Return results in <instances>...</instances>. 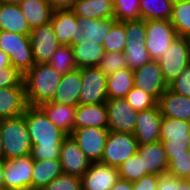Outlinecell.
Masks as SVG:
<instances>
[{"mask_svg": "<svg viewBox=\"0 0 190 190\" xmlns=\"http://www.w3.org/2000/svg\"><path fill=\"white\" fill-rule=\"evenodd\" d=\"M31 137L34 160L59 159L63 139L67 134L56 127L39 106H30L23 113Z\"/></svg>", "mask_w": 190, "mask_h": 190, "instance_id": "6da1fadb", "label": "cell"}, {"mask_svg": "<svg viewBox=\"0 0 190 190\" xmlns=\"http://www.w3.org/2000/svg\"><path fill=\"white\" fill-rule=\"evenodd\" d=\"M62 75L50 64H34L23 75L25 96L28 105L40 106L50 102L55 95Z\"/></svg>", "mask_w": 190, "mask_h": 190, "instance_id": "7a4b0ae2", "label": "cell"}, {"mask_svg": "<svg viewBox=\"0 0 190 190\" xmlns=\"http://www.w3.org/2000/svg\"><path fill=\"white\" fill-rule=\"evenodd\" d=\"M4 160L31 154L32 143L24 115L0 120Z\"/></svg>", "mask_w": 190, "mask_h": 190, "instance_id": "3957f363", "label": "cell"}, {"mask_svg": "<svg viewBox=\"0 0 190 190\" xmlns=\"http://www.w3.org/2000/svg\"><path fill=\"white\" fill-rule=\"evenodd\" d=\"M160 142L168 161L174 155L187 154V149H190V121L163 117Z\"/></svg>", "mask_w": 190, "mask_h": 190, "instance_id": "277c9868", "label": "cell"}, {"mask_svg": "<svg viewBox=\"0 0 190 190\" xmlns=\"http://www.w3.org/2000/svg\"><path fill=\"white\" fill-rule=\"evenodd\" d=\"M0 48L9 56L10 64L23 75L35 64L29 35L0 31Z\"/></svg>", "mask_w": 190, "mask_h": 190, "instance_id": "5b68a950", "label": "cell"}, {"mask_svg": "<svg viewBox=\"0 0 190 190\" xmlns=\"http://www.w3.org/2000/svg\"><path fill=\"white\" fill-rule=\"evenodd\" d=\"M163 77L169 85L190 64L189 38L177 37L158 60Z\"/></svg>", "mask_w": 190, "mask_h": 190, "instance_id": "8992f818", "label": "cell"}, {"mask_svg": "<svg viewBox=\"0 0 190 190\" xmlns=\"http://www.w3.org/2000/svg\"><path fill=\"white\" fill-rule=\"evenodd\" d=\"M138 142L134 134L109 131L101 163L118 168L137 153Z\"/></svg>", "mask_w": 190, "mask_h": 190, "instance_id": "52a82bcc", "label": "cell"}, {"mask_svg": "<svg viewBox=\"0 0 190 190\" xmlns=\"http://www.w3.org/2000/svg\"><path fill=\"white\" fill-rule=\"evenodd\" d=\"M177 37L170 20L146 21L145 45L151 60L158 61Z\"/></svg>", "mask_w": 190, "mask_h": 190, "instance_id": "ba28073f", "label": "cell"}, {"mask_svg": "<svg viewBox=\"0 0 190 190\" xmlns=\"http://www.w3.org/2000/svg\"><path fill=\"white\" fill-rule=\"evenodd\" d=\"M81 91L79 104L106 103L107 96V75L97 66L81 68Z\"/></svg>", "mask_w": 190, "mask_h": 190, "instance_id": "9c48e42d", "label": "cell"}, {"mask_svg": "<svg viewBox=\"0 0 190 190\" xmlns=\"http://www.w3.org/2000/svg\"><path fill=\"white\" fill-rule=\"evenodd\" d=\"M33 164L34 159L31 154L4 160L5 190H32Z\"/></svg>", "mask_w": 190, "mask_h": 190, "instance_id": "30bf717a", "label": "cell"}, {"mask_svg": "<svg viewBox=\"0 0 190 190\" xmlns=\"http://www.w3.org/2000/svg\"><path fill=\"white\" fill-rule=\"evenodd\" d=\"M106 108L109 131L133 134L137 112L125 98H108Z\"/></svg>", "mask_w": 190, "mask_h": 190, "instance_id": "8fae6325", "label": "cell"}, {"mask_svg": "<svg viewBox=\"0 0 190 190\" xmlns=\"http://www.w3.org/2000/svg\"><path fill=\"white\" fill-rule=\"evenodd\" d=\"M109 130L107 127H83L70 134L91 162H100Z\"/></svg>", "mask_w": 190, "mask_h": 190, "instance_id": "7c38bea8", "label": "cell"}, {"mask_svg": "<svg viewBox=\"0 0 190 190\" xmlns=\"http://www.w3.org/2000/svg\"><path fill=\"white\" fill-rule=\"evenodd\" d=\"M134 86L153 96L157 101L169 88L163 77L159 62L151 60L142 67L133 70Z\"/></svg>", "mask_w": 190, "mask_h": 190, "instance_id": "4fadbf2b", "label": "cell"}, {"mask_svg": "<svg viewBox=\"0 0 190 190\" xmlns=\"http://www.w3.org/2000/svg\"><path fill=\"white\" fill-rule=\"evenodd\" d=\"M29 37L35 64L49 63L51 56L61 45L51 22L32 29Z\"/></svg>", "mask_w": 190, "mask_h": 190, "instance_id": "5bb4252c", "label": "cell"}, {"mask_svg": "<svg viewBox=\"0 0 190 190\" xmlns=\"http://www.w3.org/2000/svg\"><path fill=\"white\" fill-rule=\"evenodd\" d=\"M60 163L63 173L82 177L89 169L91 161L78 147L71 135H67L61 144Z\"/></svg>", "mask_w": 190, "mask_h": 190, "instance_id": "9a60e30c", "label": "cell"}, {"mask_svg": "<svg viewBox=\"0 0 190 190\" xmlns=\"http://www.w3.org/2000/svg\"><path fill=\"white\" fill-rule=\"evenodd\" d=\"M162 114L156 107L137 112L136 127L133 132L138 145L151 144L160 141Z\"/></svg>", "mask_w": 190, "mask_h": 190, "instance_id": "2e32d148", "label": "cell"}, {"mask_svg": "<svg viewBox=\"0 0 190 190\" xmlns=\"http://www.w3.org/2000/svg\"><path fill=\"white\" fill-rule=\"evenodd\" d=\"M118 168L101 162H91L81 177V190H110L119 179Z\"/></svg>", "mask_w": 190, "mask_h": 190, "instance_id": "e0dca14e", "label": "cell"}, {"mask_svg": "<svg viewBox=\"0 0 190 190\" xmlns=\"http://www.w3.org/2000/svg\"><path fill=\"white\" fill-rule=\"evenodd\" d=\"M51 24L61 45H77V40L83 34L78 17L71 10H55Z\"/></svg>", "mask_w": 190, "mask_h": 190, "instance_id": "ac0fdd59", "label": "cell"}, {"mask_svg": "<svg viewBox=\"0 0 190 190\" xmlns=\"http://www.w3.org/2000/svg\"><path fill=\"white\" fill-rule=\"evenodd\" d=\"M137 154L141 157L143 169L147 174L162 175L168 172L169 161L160 141L138 145Z\"/></svg>", "mask_w": 190, "mask_h": 190, "instance_id": "d6986e66", "label": "cell"}, {"mask_svg": "<svg viewBox=\"0 0 190 190\" xmlns=\"http://www.w3.org/2000/svg\"><path fill=\"white\" fill-rule=\"evenodd\" d=\"M27 107L25 86L0 88V120L21 116Z\"/></svg>", "mask_w": 190, "mask_h": 190, "instance_id": "ffe728a7", "label": "cell"}, {"mask_svg": "<svg viewBox=\"0 0 190 190\" xmlns=\"http://www.w3.org/2000/svg\"><path fill=\"white\" fill-rule=\"evenodd\" d=\"M157 105L163 117L190 121V97L179 95L167 88Z\"/></svg>", "mask_w": 190, "mask_h": 190, "instance_id": "44dd1931", "label": "cell"}, {"mask_svg": "<svg viewBox=\"0 0 190 190\" xmlns=\"http://www.w3.org/2000/svg\"><path fill=\"white\" fill-rule=\"evenodd\" d=\"M81 68L62 75L51 102L77 106L81 91Z\"/></svg>", "mask_w": 190, "mask_h": 190, "instance_id": "7402d4cb", "label": "cell"}, {"mask_svg": "<svg viewBox=\"0 0 190 190\" xmlns=\"http://www.w3.org/2000/svg\"><path fill=\"white\" fill-rule=\"evenodd\" d=\"M106 103L78 104L75 110L74 129L83 127H107Z\"/></svg>", "mask_w": 190, "mask_h": 190, "instance_id": "603a6c76", "label": "cell"}, {"mask_svg": "<svg viewBox=\"0 0 190 190\" xmlns=\"http://www.w3.org/2000/svg\"><path fill=\"white\" fill-rule=\"evenodd\" d=\"M0 31L29 35L31 29L19 5L0 1Z\"/></svg>", "mask_w": 190, "mask_h": 190, "instance_id": "cb8c5ba5", "label": "cell"}, {"mask_svg": "<svg viewBox=\"0 0 190 190\" xmlns=\"http://www.w3.org/2000/svg\"><path fill=\"white\" fill-rule=\"evenodd\" d=\"M48 119L67 135L74 131V119L76 106L58 104L53 102L42 103L39 106Z\"/></svg>", "mask_w": 190, "mask_h": 190, "instance_id": "d4e9b609", "label": "cell"}, {"mask_svg": "<svg viewBox=\"0 0 190 190\" xmlns=\"http://www.w3.org/2000/svg\"><path fill=\"white\" fill-rule=\"evenodd\" d=\"M79 26L83 28L77 40V44L82 41H93L102 45L103 40L107 37L111 27L117 22L114 18L93 19L79 17Z\"/></svg>", "mask_w": 190, "mask_h": 190, "instance_id": "484cf974", "label": "cell"}, {"mask_svg": "<svg viewBox=\"0 0 190 190\" xmlns=\"http://www.w3.org/2000/svg\"><path fill=\"white\" fill-rule=\"evenodd\" d=\"M71 11L79 18H114L113 0H76Z\"/></svg>", "mask_w": 190, "mask_h": 190, "instance_id": "4316f807", "label": "cell"}, {"mask_svg": "<svg viewBox=\"0 0 190 190\" xmlns=\"http://www.w3.org/2000/svg\"><path fill=\"white\" fill-rule=\"evenodd\" d=\"M19 7L31 30L50 23L54 12L47 0H25Z\"/></svg>", "mask_w": 190, "mask_h": 190, "instance_id": "83f0119b", "label": "cell"}, {"mask_svg": "<svg viewBox=\"0 0 190 190\" xmlns=\"http://www.w3.org/2000/svg\"><path fill=\"white\" fill-rule=\"evenodd\" d=\"M63 173L59 159L34 160L32 190H42Z\"/></svg>", "mask_w": 190, "mask_h": 190, "instance_id": "f1b7e54d", "label": "cell"}, {"mask_svg": "<svg viewBox=\"0 0 190 190\" xmlns=\"http://www.w3.org/2000/svg\"><path fill=\"white\" fill-rule=\"evenodd\" d=\"M72 49L78 68L96 67L104 55L103 45L93 41H82Z\"/></svg>", "mask_w": 190, "mask_h": 190, "instance_id": "f546056e", "label": "cell"}, {"mask_svg": "<svg viewBox=\"0 0 190 190\" xmlns=\"http://www.w3.org/2000/svg\"><path fill=\"white\" fill-rule=\"evenodd\" d=\"M106 87L108 98H125L134 87L133 70L127 67L107 75Z\"/></svg>", "mask_w": 190, "mask_h": 190, "instance_id": "4dcf8cb0", "label": "cell"}, {"mask_svg": "<svg viewBox=\"0 0 190 190\" xmlns=\"http://www.w3.org/2000/svg\"><path fill=\"white\" fill-rule=\"evenodd\" d=\"M173 2L170 0H139L141 19L170 20Z\"/></svg>", "mask_w": 190, "mask_h": 190, "instance_id": "1f68e13d", "label": "cell"}, {"mask_svg": "<svg viewBox=\"0 0 190 190\" xmlns=\"http://www.w3.org/2000/svg\"><path fill=\"white\" fill-rule=\"evenodd\" d=\"M170 22L179 37L190 38V0L173 2Z\"/></svg>", "mask_w": 190, "mask_h": 190, "instance_id": "d6a6232c", "label": "cell"}, {"mask_svg": "<svg viewBox=\"0 0 190 190\" xmlns=\"http://www.w3.org/2000/svg\"><path fill=\"white\" fill-rule=\"evenodd\" d=\"M124 55L128 68L134 70L151 61L145 40H126Z\"/></svg>", "mask_w": 190, "mask_h": 190, "instance_id": "836d02e7", "label": "cell"}, {"mask_svg": "<svg viewBox=\"0 0 190 190\" xmlns=\"http://www.w3.org/2000/svg\"><path fill=\"white\" fill-rule=\"evenodd\" d=\"M58 73L64 75L78 69L70 45H60L51 56L49 63Z\"/></svg>", "mask_w": 190, "mask_h": 190, "instance_id": "e575fe53", "label": "cell"}, {"mask_svg": "<svg viewBox=\"0 0 190 190\" xmlns=\"http://www.w3.org/2000/svg\"><path fill=\"white\" fill-rule=\"evenodd\" d=\"M126 40L125 22H116L103 40L104 52H124Z\"/></svg>", "mask_w": 190, "mask_h": 190, "instance_id": "d590c367", "label": "cell"}, {"mask_svg": "<svg viewBox=\"0 0 190 190\" xmlns=\"http://www.w3.org/2000/svg\"><path fill=\"white\" fill-rule=\"evenodd\" d=\"M114 19L117 22H125L141 19L139 0H113Z\"/></svg>", "mask_w": 190, "mask_h": 190, "instance_id": "8d00e7d4", "label": "cell"}, {"mask_svg": "<svg viewBox=\"0 0 190 190\" xmlns=\"http://www.w3.org/2000/svg\"><path fill=\"white\" fill-rule=\"evenodd\" d=\"M119 177L130 182L138 181L141 177L148 175L143 169L142 159L136 153L130 156L119 167Z\"/></svg>", "mask_w": 190, "mask_h": 190, "instance_id": "74e56055", "label": "cell"}, {"mask_svg": "<svg viewBox=\"0 0 190 190\" xmlns=\"http://www.w3.org/2000/svg\"><path fill=\"white\" fill-rule=\"evenodd\" d=\"M125 99L136 112L156 107L158 102L153 96L135 86L127 93Z\"/></svg>", "mask_w": 190, "mask_h": 190, "instance_id": "f35d334b", "label": "cell"}, {"mask_svg": "<svg viewBox=\"0 0 190 190\" xmlns=\"http://www.w3.org/2000/svg\"><path fill=\"white\" fill-rule=\"evenodd\" d=\"M97 67L105 75H110L128 66L124 52H104Z\"/></svg>", "mask_w": 190, "mask_h": 190, "instance_id": "ab89813d", "label": "cell"}, {"mask_svg": "<svg viewBox=\"0 0 190 190\" xmlns=\"http://www.w3.org/2000/svg\"><path fill=\"white\" fill-rule=\"evenodd\" d=\"M167 173L179 179L190 178V149L187 154L174 155L169 160Z\"/></svg>", "mask_w": 190, "mask_h": 190, "instance_id": "60d3db41", "label": "cell"}, {"mask_svg": "<svg viewBox=\"0 0 190 190\" xmlns=\"http://www.w3.org/2000/svg\"><path fill=\"white\" fill-rule=\"evenodd\" d=\"M42 190H81V178L62 173Z\"/></svg>", "mask_w": 190, "mask_h": 190, "instance_id": "b9f144b4", "label": "cell"}, {"mask_svg": "<svg viewBox=\"0 0 190 190\" xmlns=\"http://www.w3.org/2000/svg\"><path fill=\"white\" fill-rule=\"evenodd\" d=\"M24 86L23 74L12 65L0 68V88Z\"/></svg>", "mask_w": 190, "mask_h": 190, "instance_id": "7bdbcfd3", "label": "cell"}, {"mask_svg": "<svg viewBox=\"0 0 190 190\" xmlns=\"http://www.w3.org/2000/svg\"><path fill=\"white\" fill-rule=\"evenodd\" d=\"M173 92L190 97V64L169 84Z\"/></svg>", "mask_w": 190, "mask_h": 190, "instance_id": "ee69618b", "label": "cell"}, {"mask_svg": "<svg viewBox=\"0 0 190 190\" xmlns=\"http://www.w3.org/2000/svg\"><path fill=\"white\" fill-rule=\"evenodd\" d=\"M126 38L130 40H145L146 21L143 19L125 21Z\"/></svg>", "mask_w": 190, "mask_h": 190, "instance_id": "f6af8a7d", "label": "cell"}, {"mask_svg": "<svg viewBox=\"0 0 190 190\" xmlns=\"http://www.w3.org/2000/svg\"><path fill=\"white\" fill-rule=\"evenodd\" d=\"M180 179L168 173L158 175L157 190H179Z\"/></svg>", "mask_w": 190, "mask_h": 190, "instance_id": "bcb514c9", "label": "cell"}, {"mask_svg": "<svg viewBox=\"0 0 190 190\" xmlns=\"http://www.w3.org/2000/svg\"><path fill=\"white\" fill-rule=\"evenodd\" d=\"M158 175L148 174L133 182V190H157Z\"/></svg>", "mask_w": 190, "mask_h": 190, "instance_id": "7dc6e473", "label": "cell"}, {"mask_svg": "<svg viewBox=\"0 0 190 190\" xmlns=\"http://www.w3.org/2000/svg\"><path fill=\"white\" fill-rule=\"evenodd\" d=\"M76 0H47L52 9L55 10H71Z\"/></svg>", "mask_w": 190, "mask_h": 190, "instance_id": "c3c4849f", "label": "cell"}, {"mask_svg": "<svg viewBox=\"0 0 190 190\" xmlns=\"http://www.w3.org/2000/svg\"><path fill=\"white\" fill-rule=\"evenodd\" d=\"M110 190H133V182L119 178Z\"/></svg>", "mask_w": 190, "mask_h": 190, "instance_id": "681fc988", "label": "cell"}, {"mask_svg": "<svg viewBox=\"0 0 190 190\" xmlns=\"http://www.w3.org/2000/svg\"><path fill=\"white\" fill-rule=\"evenodd\" d=\"M9 56L0 48V68L10 66Z\"/></svg>", "mask_w": 190, "mask_h": 190, "instance_id": "f907efd6", "label": "cell"}, {"mask_svg": "<svg viewBox=\"0 0 190 190\" xmlns=\"http://www.w3.org/2000/svg\"><path fill=\"white\" fill-rule=\"evenodd\" d=\"M0 190H5V187H4V160H0Z\"/></svg>", "mask_w": 190, "mask_h": 190, "instance_id": "816d5d0a", "label": "cell"}, {"mask_svg": "<svg viewBox=\"0 0 190 190\" xmlns=\"http://www.w3.org/2000/svg\"><path fill=\"white\" fill-rule=\"evenodd\" d=\"M179 190H190L189 179H180Z\"/></svg>", "mask_w": 190, "mask_h": 190, "instance_id": "f5cc1de1", "label": "cell"}, {"mask_svg": "<svg viewBox=\"0 0 190 190\" xmlns=\"http://www.w3.org/2000/svg\"><path fill=\"white\" fill-rule=\"evenodd\" d=\"M1 2L9 3V4H15L20 5L25 0H0Z\"/></svg>", "mask_w": 190, "mask_h": 190, "instance_id": "db71d44e", "label": "cell"}, {"mask_svg": "<svg viewBox=\"0 0 190 190\" xmlns=\"http://www.w3.org/2000/svg\"><path fill=\"white\" fill-rule=\"evenodd\" d=\"M0 160H4L3 141L1 137V132H0Z\"/></svg>", "mask_w": 190, "mask_h": 190, "instance_id": "11a10c76", "label": "cell"}]
</instances>
